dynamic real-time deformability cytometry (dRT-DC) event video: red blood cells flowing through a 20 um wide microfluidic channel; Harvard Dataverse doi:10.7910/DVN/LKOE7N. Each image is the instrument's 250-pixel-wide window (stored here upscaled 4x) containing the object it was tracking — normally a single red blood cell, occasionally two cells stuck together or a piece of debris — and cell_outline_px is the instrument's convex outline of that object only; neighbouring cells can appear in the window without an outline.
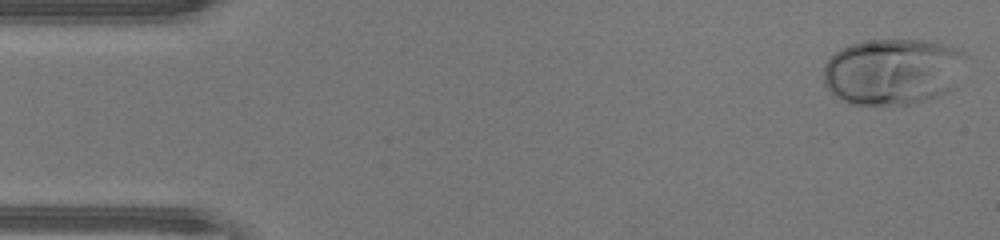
{"species": "human", "species_latin": "Homo sapiens", "temperature_condition": "warm", "stored_images_in_passage": 46, "camera_frame_rate_fps": 3000, "um_per_image_px": 0.085, "donor": {"sex": "male"}, "frame": {"image": 1, "passage_image": 1, "time_ms": 0.0, "image_size_px": [1000, 240], "cell_outline_px": [[960, 52], [956, 84], [952, 88], [944, 92], [924, 100], [908, 104], [856, 104], [844, 100], [836, 96], [824, 84], [824, 64], [840, 48], [864, 40], [924, 40], [944, 44], [956, 48]], "centroid_in_image_um": [75.79, 6.07], "position_along_channel_um": 9.2, "area_um2": 53.75}}
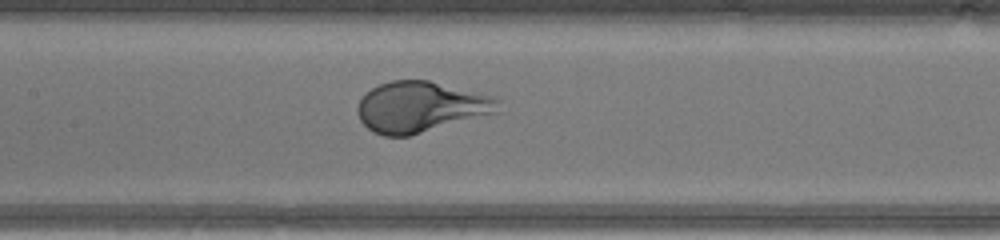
{"frame": {"image": 2, "passage_image": 21, "time_ms": 6.667, "image_size_px": [1000, 240], "cell_outline_px": [[500, 112], [408, 136], [384, 136], [372, 132], [360, 120], [356, 112], [356, 108], [360, 100], [372, 88], [380, 84], [392, 80], [428, 80], [496, 96], [500, 100]], "centroid_in_image_um": [35.79, 9.09], "position_along_channel_um": 171.6, "area_um2": 41.79}}
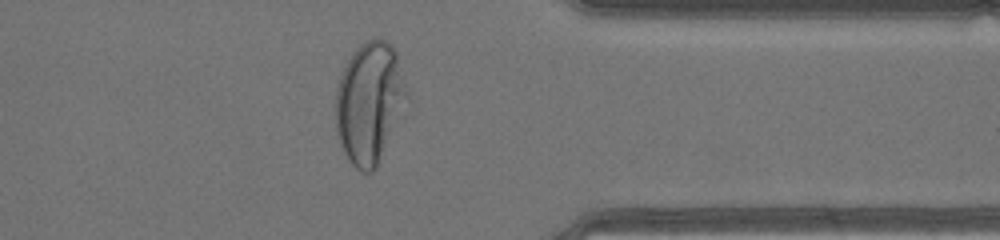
{"frame": {"image": 3, "passage_image": 36, "time_ms": 11.667, "image_size_px": [1000, 240], "cell_outline_px": [[408, 96], [376, 168], [372, 172], [364, 172], [356, 168], [352, 164], [344, 152], [340, 144], [336, 132], [336, 88], [340, 76], [352, 52], [360, 44], [368, 40], [380, 36], [392, 44], [396, 52]], "centroid_in_image_um": [31.38, 8.69], "position_along_channel_um": 380.0, "area_um2": 49.71}, "authors_computed_cell_mechanics": {"area_um2": 46.2689, "velocity_mm_per_s": 4.3989, "shape_relaxation_time_tau1_ms": 3.7922, "shape_relaxation_time_tau2_ms": null, "deformation_change_tau1": 0.251, "deformation_change_tau2": null}}